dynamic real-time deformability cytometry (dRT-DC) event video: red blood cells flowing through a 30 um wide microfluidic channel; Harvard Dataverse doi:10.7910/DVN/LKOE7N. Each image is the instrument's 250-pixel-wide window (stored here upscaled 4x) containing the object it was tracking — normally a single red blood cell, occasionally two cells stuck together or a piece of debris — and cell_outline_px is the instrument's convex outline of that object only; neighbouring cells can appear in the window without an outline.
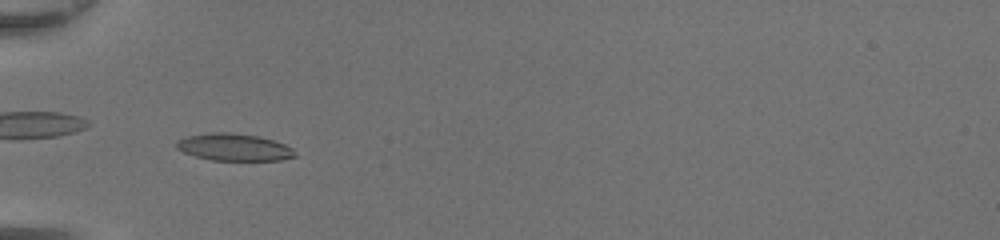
{"species": "common noctule bat (a hibernating species)", "species_latin": "Nyctalus noctula", "temperature_condition": "room temperature", "stored_images_in_passage": 49, "camera_frame_rate_fps": 3000, "um_per_image_px": 0.085, "animal": {"sex": "female", "body_mass_g": 20.0, "forearm_length_mm": 54.0}, "frame": {"image": 1, "passage_image": 18, "time_ms": 5.667, "image_size_px": [1000, 240], "cell_outline_px": [[296, 156], [280, 160], [212, 160], [196, 156], [184, 152], [176, 148], [176, 140], [188, 136], [212, 132], [228, 132], [260, 136], [284, 144], [292, 148]], "centroid_in_image_um": [19.88, 12.5], "position_along_channel_um": 65.1, "area_um2": 18.61}}
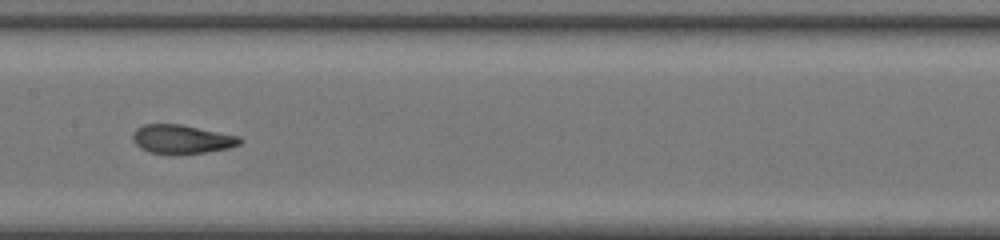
{"frame": {"image": 2, "passage_image": 27, "time_ms": 8.667, "image_size_px": [1000, 240], "cell_outline_px": [[244, 140], [240, 144], [228, 148], [204, 152], [148, 152], [140, 148], [132, 140], [132, 132], [136, 128], [144, 124], [180, 124], [240, 136]], "centroid_in_image_um": [15.44, 11.8], "position_along_channel_um": 192.0, "area_um2": 17.63}}
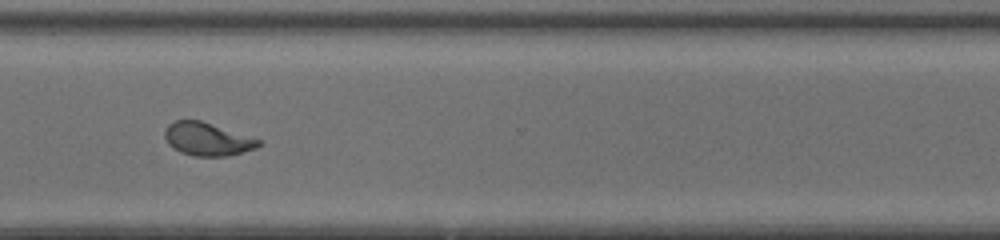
{"frame": {"image": 3, "passage_image": 38, "time_ms": 12.333, "image_size_px": [1000, 240], "cell_outline_px": [[260, 144], [256, 148], [228, 156], [196, 156], [180, 152], [168, 144], [164, 136], [164, 132], [168, 124], [176, 120], [200, 120], [260, 140]], "centroid_in_image_um": [17.58, 11.83], "position_along_channel_um": 353.0, "area_um2": 17.8}, "authors_computed_cell_mechanics": {"area_um2": 18.1492, "velocity_mm_per_s": 4.4062, "shape_relaxation_time_tau1_ms": 4.0725, "shape_relaxation_time_tau2_ms": 1.0851, "deformation_change_tau1": 0.2053, "deformation_change_tau2": 0.0704}}